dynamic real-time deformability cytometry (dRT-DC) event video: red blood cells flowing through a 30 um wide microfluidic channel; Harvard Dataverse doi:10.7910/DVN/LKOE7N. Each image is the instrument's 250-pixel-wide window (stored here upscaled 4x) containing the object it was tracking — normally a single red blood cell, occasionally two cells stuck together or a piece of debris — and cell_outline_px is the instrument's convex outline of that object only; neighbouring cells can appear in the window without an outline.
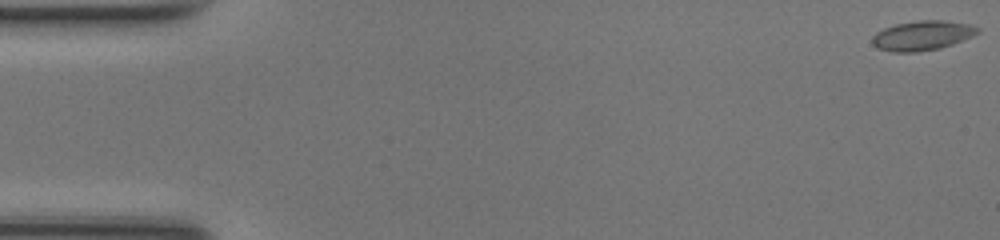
{"species": "common noctule bat (a hibernating species)", "species_latin": "Nyctalus noctula", "temperature_condition": "room temperature", "stored_images_in_passage": 49, "camera_frame_rate_fps": 3000, "um_per_image_px": 0.085, "animal": {"sex": "female", "body_mass_g": 17.0, "forearm_length_mm": 48.0}, "frame": {"image": 1, "passage_image": 1, "time_ms": 0.0, "image_size_px": [1000, 240], "cell_outline_px": [[980, 32], [972, 36], [952, 44], [940, 48], [916, 52], [892, 52], [876, 48], [872, 44], [872, 36], [876, 32], [884, 28], [896, 24], [920, 20], [940, 20], [968, 24], [980, 28]], "centroid_in_image_um": [78.36, 3.03], "position_along_channel_um": 6.6, "area_um2": 18.15}}
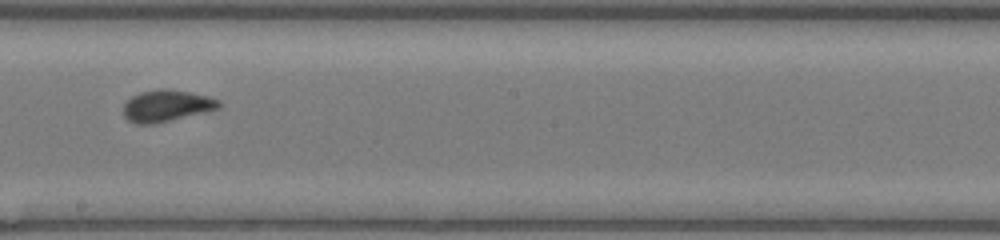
{"frame": {"image": 2, "passage_image": 28, "time_ms": 9.0, "image_size_px": [1000, 240], "cell_outline_px": [[220, 108], [152, 124], [136, 124], [128, 120], [124, 116], [124, 104], [132, 96], [140, 92], [160, 88], [168, 88], [208, 96], [220, 100]], "centroid_in_image_um": [14.14, 8.97], "position_along_channel_um": 234.1, "area_um2": 17.4}}
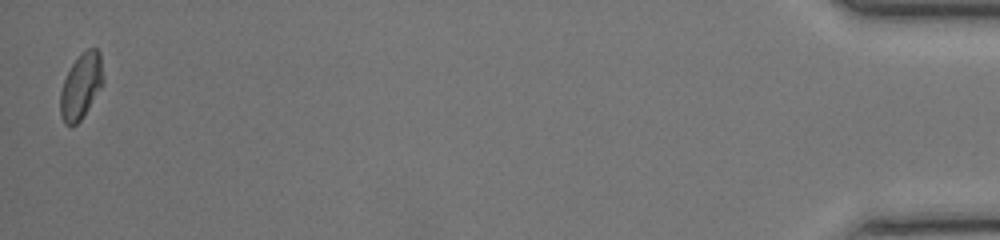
{"frame": {"image": 3, "passage_image": 49, "time_ms": 16.0, "image_size_px": [1000, 240], "cell_outline_px": [[104, 84], [84, 116], [72, 128], [64, 124], [60, 116], [60, 92], [64, 80], [72, 64], [88, 48], [96, 48], [100, 52], [104, 76]], "centroid_in_image_um": [6.9, 7.37], "position_along_channel_um": 428.3, "area_um2": 16.59}, "authors_computed_cell_mechanics": {"area_um2": 17.1088, "velocity_mm_per_s": 4.2385, "shape_relaxation_time_tau1_ms": 2.9075, "shape_relaxation_time_tau2_ms": null, "deformation_change_tau1": 0.079, "deformation_change_tau2": null}}